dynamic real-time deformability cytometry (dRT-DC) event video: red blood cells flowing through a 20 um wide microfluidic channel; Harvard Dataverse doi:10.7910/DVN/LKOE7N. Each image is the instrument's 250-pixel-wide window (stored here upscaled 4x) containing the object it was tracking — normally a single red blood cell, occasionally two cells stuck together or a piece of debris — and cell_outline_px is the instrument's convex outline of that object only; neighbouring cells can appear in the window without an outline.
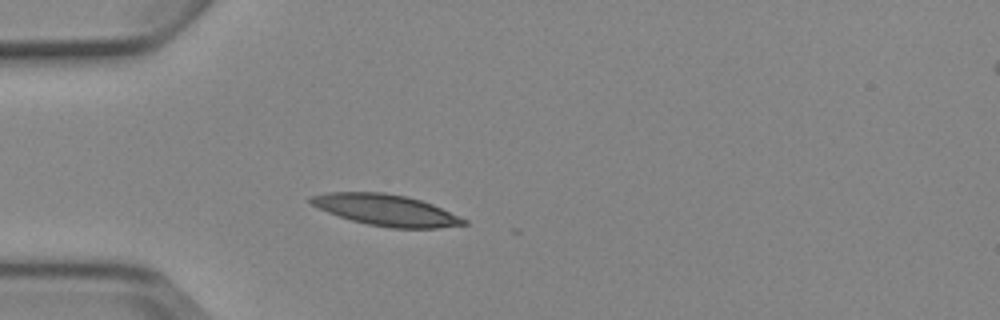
{"species": "Egyptian fruit bat (a non-hibernating species)", "species_latin": "Rousettus aegyptiacus", "temperature_condition": "cold", "stored_images_in_passage": 6, "camera_frame_rate_fps": 3000, "um_per_image_px": 0.085, "animal": {"sex": "female"}, "frame": {"image": 1, "passage_image": 5, "time_ms": 5.667, "image_size_px": [1000, 320], "cell_outline_px": [[468, 224], [436, 228], [392, 228], [368, 224], [352, 220], [328, 212], [312, 204], [308, 200], [312, 196], [328, 192], [384, 192], [404, 196], [420, 200], [432, 204], [468, 220]], "centroid_in_image_um": [32.84, 17.85], "position_along_channel_um": 52.2, "area_um2": 27.51}}